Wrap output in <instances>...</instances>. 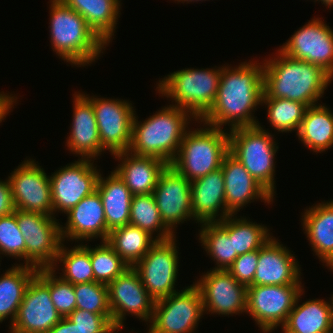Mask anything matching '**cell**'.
I'll list each match as a JSON object with an SVG mask.
<instances>
[{"mask_svg": "<svg viewBox=\"0 0 333 333\" xmlns=\"http://www.w3.org/2000/svg\"><path fill=\"white\" fill-rule=\"evenodd\" d=\"M68 250V251H67ZM63 263V275L61 278L71 284L88 283L94 281V273L90 258V247L88 245H77L72 249L64 248L62 243L54 266Z\"/></svg>", "mask_w": 333, "mask_h": 333, "instance_id": "cell-36", "label": "cell"}, {"mask_svg": "<svg viewBox=\"0 0 333 333\" xmlns=\"http://www.w3.org/2000/svg\"><path fill=\"white\" fill-rule=\"evenodd\" d=\"M317 1H321L322 4H324L327 7H333V0H317Z\"/></svg>", "mask_w": 333, "mask_h": 333, "instance_id": "cell-47", "label": "cell"}, {"mask_svg": "<svg viewBox=\"0 0 333 333\" xmlns=\"http://www.w3.org/2000/svg\"><path fill=\"white\" fill-rule=\"evenodd\" d=\"M276 56L263 61L262 98H284L307 107L316 105L333 78L321 67L288 57L279 49Z\"/></svg>", "mask_w": 333, "mask_h": 333, "instance_id": "cell-2", "label": "cell"}, {"mask_svg": "<svg viewBox=\"0 0 333 333\" xmlns=\"http://www.w3.org/2000/svg\"><path fill=\"white\" fill-rule=\"evenodd\" d=\"M102 243L96 248L90 247V258L94 281L108 285L129 266L106 241Z\"/></svg>", "mask_w": 333, "mask_h": 333, "instance_id": "cell-38", "label": "cell"}, {"mask_svg": "<svg viewBox=\"0 0 333 333\" xmlns=\"http://www.w3.org/2000/svg\"><path fill=\"white\" fill-rule=\"evenodd\" d=\"M0 254L25 260V239L14 213L0 217Z\"/></svg>", "mask_w": 333, "mask_h": 333, "instance_id": "cell-40", "label": "cell"}, {"mask_svg": "<svg viewBox=\"0 0 333 333\" xmlns=\"http://www.w3.org/2000/svg\"><path fill=\"white\" fill-rule=\"evenodd\" d=\"M326 266L333 271V257L326 263Z\"/></svg>", "mask_w": 333, "mask_h": 333, "instance_id": "cell-48", "label": "cell"}, {"mask_svg": "<svg viewBox=\"0 0 333 333\" xmlns=\"http://www.w3.org/2000/svg\"><path fill=\"white\" fill-rule=\"evenodd\" d=\"M301 285H255L247 287V310L263 333L283 326L292 311Z\"/></svg>", "mask_w": 333, "mask_h": 333, "instance_id": "cell-11", "label": "cell"}, {"mask_svg": "<svg viewBox=\"0 0 333 333\" xmlns=\"http://www.w3.org/2000/svg\"><path fill=\"white\" fill-rule=\"evenodd\" d=\"M50 2V42L53 51L71 65L80 67L98 59L106 44L88 26L85 19L60 0Z\"/></svg>", "mask_w": 333, "mask_h": 333, "instance_id": "cell-4", "label": "cell"}, {"mask_svg": "<svg viewBox=\"0 0 333 333\" xmlns=\"http://www.w3.org/2000/svg\"><path fill=\"white\" fill-rule=\"evenodd\" d=\"M106 242L129 267H133L157 240L141 228L127 224L111 230Z\"/></svg>", "mask_w": 333, "mask_h": 333, "instance_id": "cell-32", "label": "cell"}, {"mask_svg": "<svg viewBox=\"0 0 333 333\" xmlns=\"http://www.w3.org/2000/svg\"><path fill=\"white\" fill-rule=\"evenodd\" d=\"M47 333H83V332L67 317H62L61 320Z\"/></svg>", "mask_w": 333, "mask_h": 333, "instance_id": "cell-45", "label": "cell"}, {"mask_svg": "<svg viewBox=\"0 0 333 333\" xmlns=\"http://www.w3.org/2000/svg\"><path fill=\"white\" fill-rule=\"evenodd\" d=\"M203 313L199 288L190 285L155 301L148 333H192Z\"/></svg>", "mask_w": 333, "mask_h": 333, "instance_id": "cell-10", "label": "cell"}, {"mask_svg": "<svg viewBox=\"0 0 333 333\" xmlns=\"http://www.w3.org/2000/svg\"><path fill=\"white\" fill-rule=\"evenodd\" d=\"M112 324L123 329L126 314H133L143 321H151L155 300L149 295L138 272L127 268L107 285Z\"/></svg>", "mask_w": 333, "mask_h": 333, "instance_id": "cell-14", "label": "cell"}, {"mask_svg": "<svg viewBox=\"0 0 333 333\" xmlns=\"http://www.w3.org/2000/svg\"><path fill=\"white\" fill-rule=\"evenodd\" d=\"M219 69H183L170 73L158 83V93L175 101L173 106L201 120L213 106L219 87Z\"/></svg>", "mask_w": 333, "mask_h": 333, "instance_id": "cell-5", "label": "cell"}, {"mask_svg": "<svg viewBox=\"0 0 333 333\" xmlns=\"http://www.w3.org/2000/svg\"><path fill=\"white\" fill-rule=\"evenodd\" d=\"M175 1H178V2H181V1H182V2L184 1V2H185V1H186V2L189 3V2H192V1H194V0H175ZM195 1H201V0H195ZM202 1H203V0H202ZM204 1H205V0H204Z\"/></svg>", "mask_w": 333, "mask_h": 333, "instance_id": "cell-49", "label": "cell"}, {"mask_svg": "<svg viewBox=\"0 0 333 333\" xmlns=\"http://www.w3.org/2000/svg\"><path fill=\"white\" fill-rule=\"evenodd\" d=\"M201 224L199 240L208 255L216 261L217 267L213 270H228L238 257L234 252L233 237H229L227 227L221 221Z\"/></svg>", "mask_w": 333, "mask_h": 333, "instance_id": "cell-33", "label": "cell"}, {"mask_svg": "<svg viewBox=\"0 0 333 333\" xmlns=\"http://www.w3.org/2000/svg\"><path fill=\"white\" fill-rule=\"evenodd\" d=\"M85 96L92 102L102 148L109 150L112 155L128 151L135 115L132 104L120 99Z\"/></svg>", "mask_w": 333, "mask_h": 333, "instance_id": "cell-13", "label": "cell"}, {"mask_svg": "<svg viewBox=\"0 0 333 333\" xmlns=\"http://www.w3.org/2000/svg\"><path fill=\"white\" fill-rule=\"evenodd\" d=\"M91 159H78L75 163L55 171L50 178L53 214L67 213L84 197L96 191L100 172Z\"/></svg>", "mask_w": 333, "mask_h": 333, "instance_id": "cell-15", "label": "cell"}, {"mask_svg": "<svg viewBox=\"0 0 333 333\" xmlns=\"http://www.w3.org/2000/svg\"><path fill=\"white\" fill-rule=\"evenodd\" d=\"M259 249L239 255L228 268V272L241 284L249 286L254 279L258 263Z\"/></svg>", "mask_w": 333, "mask_h": 333, "instance_id": "cell-43", "label": "cell"}, {"mask_svg": "<svg viewBox=\"0 0 333 333\" xmlns=\"http://www.w3.org/2000/svg\"><path fill=\"white\" fill-rule=\"evenodd\" d=\"M279 50L288 57L321 67L333 78V30L320 18L300 27Z\"/></svg>", "mask_w": 333, "mask_h": 333, "instance_id": "cell-17", "label": "cell"}, {"mask_svg": "<svg viewBox=\"0 0 333 333\" xmlns=\"http://www.w3.org/2000/svg\"><path fill=\"white\" fill-rule=\"evenodd\" d=\"M54 268H50V296L61 317H67L76 309L74 285L55 276Z\"/></svg>", "mask_w": 333, "mask_h": 333, "instance_id": "cell-41", "label": "cell"}, {"mask_svg": "<svg viewBox=\"0 0 333 333\" xmlns=\"http://www.w3.org/2000/svg\"><path fill=\"white\" fill-rule=\"evenodd\" d=\"M38 270L26 265H13L0 277V322L10 316L13 323L25 291Z\"/></svg>", "mask_w": 333, "mask_h": 333, "instance_id": "cell-31", "label": "cell"}, {"mask_svg": "<svg viewBox=\"0 0 333 333\" xmlns=\"http://www.w3.org/2000/svg\"><path fill=\"white\" fill-rule=\"evenodd\" d=\"M190 190L193 220L198 223L216 222L232 215L226 209L225 181L221 168L204 177L190 181ZM219 210L221 215L218 214ZM219 215V218L216 217Z\"/></svg>", "mask_w": 333, "mask_h": 333, "instance_id": "cell-24", "label": "cell"}, {"mask_svg": "<svg viewBox=\"0 0 333 333\" xmlns=\"http://www.w3.org/2000/svg\"><path fill=\"white\" fill-rule=\"evenodd\" d=\"M129 224L137 226L150 235L158 231L157 241L168 240L175 237L162 221L153 194L133 195L131 200Z\"/></svg>", "mask_w": 333, "mask_h": 333, "instance_id": "cell-35", "label": "cell"}, {"mask_svg": "<svg viewBox=\"0 0 333 333\" xmlns=\"http://www.w3.org/2000/svg\"><path fill=\"white\" fill-rule=\"evenodd\" d=\"M251 62L222 66L216 100L200 122L219 129L230 124V130L260 124L252 112L262 105L263 62Z\"/></svg>", "mask_w": 333, "mask_h": 333, "instance_id": "cell-1", "label": "cell"}, {"mask_svg": "<svg viewBox=\"0 0 333 333\" xmlns=\"http://www.w3.org/2000/svg\"><path fill=\"white\" fill-rule=\"evenodd\" d=\"M296 135L314 152L330 149L333 147V113L323 104L307 107Z\"/></svg>", "mask_w": 333, "mask_h": 333, "instance_id": "cell-30", "label": "cell"}, {"mask_svg": "<svg viewBox=\"0 0 333 333\" xmlns=\"http://www.w3.org/2000/svg\"><path fill=\"white\" fill-rule=\"evenodd\" d=\"M66 214L68 220L64 227H60L63 241L66 238L90 241L98 237L102 242L107 240L110 231L106 227L103 203L97 190L84 197Z\"/></svg>", "mask_w": 333, "mask_h": 333, "instance_id": "cell-21", "label": "cell"}, {"mask_svg": "<svg viewBox=\"0 0 333 333\" xmlns=\"http://www.w3.org/2000/svg\"><path fill=\"white\" fill-rule=\"evenodd\" d=\"M118 330H121V329L115 328L111 333H116V331H118Z\"/></svg>", "mask_w": 333, "mask_h": 333, "instance_id": "cell-50", "label": "cell"}, {"mask_svg": "<svg viewBox=\"0 0 333 333\" xmlns=\"http://www.w3.org/2000/svg\"><path fill=\"white\" fill-rule=\"evenodd\" d=\"M50 296V268L38 270L29 283L16 317L9 327L11 333H47L60 320Z\"/></svg>", "mask_w": 333, "mask_h": 333, "instance_id": "cell-9", "label": "cell"}, {"mask_svg": "<svg viewBox=\"0 0 333 333\" xmlns=\"http://www.w3.org/2000/svg\"><path fill=\"white\" fill-rule=\"evenodd\" d=\"M65 6L78 12L88 26L108 46L114 36L120 0H60ZM114 32V33H113Z\"/></svg>", "mask_w": 333, "mask_h": 333, "instance_id": "cell-29", "label": "cell"}, {"mask_svg": "<svg viewBox=\"0 0 333 333\" xmlns=\"http://www.w3.org/2000/svg\"><path fill=\"white\" fill-rule=\"evenodd\" d=\"M152 194L162 221L172 232L180 222L194 218L190 181L170 164L162 171Z\"/></svg>", "mask_w": 333, "mask_h": 333, "instance_id": "cell-19", "label": "cell"}, {"mask_svg": "<svg viewBox=\"0 0 333 333\" xmlns=\"http://www.w3.org/2000/svg\"><path fill=\"white\" fill-rule=\"evenodd\" d=\"M19 229L25 239V264L37 270L54 268L63 243L56 217L16 209ZM55 217V218H54Z\"/></svg>", "mask_w": 333, "mask_h": 333, "instance_id": "cell-8", "label": "cell"}, {"mask_svg": "<svg viewBox=\"0 0 333 333\" xmlns=\"http://www.w3.org/2000/svg\"><path fill=\"white\" fill-rule=\"evenodd\" d=\"M273 136L260 125L229 130V153L274 197L278 146Z\"/></svg>", "mask_w": 333, "mask_h": 333, "instance_id": "cell-7", "label": "cell"}, {"mask_svg": "<svg viewBox=\"0 0 333 333\" xmlns=\"http://www.w3.org/2000/svg\"><path fill=\"white\" fill-rule=\"evenodd\" d=\"M190 114L182 108L167 105L154 115L132 122V141L129 152L138 156L155 157L168 165L175 159L190 121ZM140 123V124H139Z\"/></svg>", "mask_w": 333, "mask_h": 333, "instance_id": "cell-3", "label": "cell"}, {"mask_svg": "<svg viewBox=\"0 0 333 333\" xmlns=\"http://www.w3.org/2000/svg\"><path fill=\"white\" fill-rule=\"evenodd\" d=\"M113 156L122 160L114 171L124 180L133 195L153 193L162 171L168 165L158 158L138 156L129 151Z\"/></svg>", "mask_w": 333, "mask_h": 333, "instance_id": "cell-25", "label": "cell"}, {"mask_svg": "<svg viewBox=\"0 0 333 333\" xmlns=\"http://www.w3.org/2000/svg\"><path fill=\"white\" fill-rule=\"evenodd\" d=\"M302 290L289 313L283 333H328L333 330V300L313 299L298 306Z\"/></svg>", "mask_w": 333, "mask_h": 333, "instance_id": "cell-26", "label": "cell"}, {"mask_svg": "<svg viewBox=\"0 0 333 333\" xmlns=\"http://www.w3.org/2000/svg\"><path fill=\"white\" fill-rule=\"evenodd\" d=\"M263 103L267 105V116L274 129L298 132L307 109L305 104L284 98H262Z\"/></svg>", "mask_w": 333, "mask_h": 333, "instance_id": "cell-37", "label": "cell"}, {"mask_svg": "<svg viewBox=\"0 0 333 333\" xmlns=\"http://www.w3.org/2000/svg\"><path fill=\"white\" fill-rule=\"evenodd\" d=\"M23 162L8 177L15 209L52 216L49 176L34 160L27 159Z\"/></svg>", "mask_w": 333, "mask_h": 333, "instance_id": "cell-16", "label": "cell"}, {"mask_svg": "<svg viewBox=\"0 0 333 333\" xmlns=\"http://www.w3.org/2000/svg\"><path fill=\"white\" fill-rule=\"evenodd\" d=\"M303 230L323 263L333 257V200L309 207L302 215Z\"/></svg>", "mask_w": 333, "mask_h": 333, "instance_id": "cell-28", "label": "cell"}, {"mask_svg": "<svg viewBox=\"0 0 333 333\" xmlns=\"http://www.w3.org/2000/svg\"><path fill=\"white\" fill-rule=\"evenodd\" d=\"M16 100L17 97L0 92V123L8 115L9 110L14 106L13 104L16 103Z\"/></svg>", "mask_w": 333, "mask_h": 333, "instance_id": "cell-46", "label": "cell"}, {"mask_svg": "<svg viewBox=\"0 0 333 333\" xmlns=\"http://www.w3.org/2000/svg\"><path fill=\"white\" fill-rule=\"evenodd\" d=\"M74 95L73 121L70 136L67 138V146L73 154H79L81 159H95L102 148L97 121L92 102L78 92Z\"/></svg>", "mask_w": 333, "mask_h": 333, "instance_id": "cell-23", "label": "cell"}, {"mask_svg": "<svg viewBox=\"0 0 333 333\" xmlns=\"http://www.w3.org/2000/svg\"><path fill=\"white\" fill-rule=\"evenodd\" d=\"M220 221L227 227L229 237H233L234 252L238 256L260 249L273 237L266 226L243 217L238 219L229 215Z\"/></svg>", "mask_w": 333, "mask_h": 333, "instance_id": "cell-34", "label": "cell"}, {"mask_svg": "<svg viewBox=\"0 0 333 333\" xmlns=\"http://www.w3.org/2000/svg\"><path fill=\"white\" fill-rule=\"evenodd\" d=\"M76 309L94 314H111L108 288L99 282L79 283L74 285Z\"/></svg>", "mask_w": 333, "mask_h": 333, "instance_id": "cell-39", "label": "cell"}, {"mask_svg": "<svg viewBox=\"0 0 333 333\" xmlns=\"http://www.w3.org/2000/svg\"><path fill=\"white\" fill-rule=\"evenodd\" d=\"M175 239L176 236L168 240L157 241L147 254L133 266L138 272L143 286L155 301L177 292L174 285L178 274L179 252Z\"/></svg>", "mask_w": 333, "mask_h": 333, "instance_id": "cell-12", "label": "cell"}, {"mask_svg": "<svg viewBox=\"0 0 333 333\" xmlns=\"http://www.w3.org/2000/svg\"><path fill=\"white\" fill-rule=\"evenodd\" d=\"M15 210L9 178L0 180V217L13 214Z\"/></svg>", "mask_w": 333, "mask_h": 333, "instance_id": "cell-44", "label": "cell"}, {"mask_svg": "<svg viewBox=\"0 0 333 333\" xmlns=\"http://www.w3.org/2000/svg\"><path fill=\"white\" fill-rule=\"evenodd\" d=\"M194 284L201 293L204 312L225 316L246 312L247 286L227 270L212 269Z\"/></svg>", "mask_w": 333, "mask_h": 333, "instance_id": "cell-18", "label": "cell"}, {"mask_svg": "<svg viewBox=\"0 0 333 333\" xmlns=\"http://www.w3.org/2000/svg\"><path fill=\"white\" fill-rule=\"evenodd\" d=\"M203 124L205 129L200 127L189 131L188 128L170 164L189 181L221 168L224 157L229 153V132Z\"/></svg>", "mask_w": 333, "mask_h": 333, "instance_id": "cell-6", "label": "cell"}, {"mask_svg": "<svg viewBox=\"0 0 333 333\" xmlns=\"http://www.w3.org/2000/svg\"><path fill=\"white\" fill-rule=\"evenodd\" d=\"M67 318L83 333H111L112 314H94L82 309H75Z\"/></svg>", "mask_w": 333, "mask_h": 333, "instance_id": "cell-42", "label": "cell"}, {"mask_svg": "<svg viewBox=\"0 0 333 333\" xmlns=\"http://www.w3.org/2000/svg\"><path fill=\"white\" fill-rule=\"evenodd\" d=\"M221 169L225 181L226 209L232 215L254 199L260 198L268 205L273 201V196L230 153L224 157Z\"/></svg>", "mask_w": 333, "mask_h": 333, "instance_id": "cell-22", "label": "cell"}, {"mask_svg": "<svg viewBox=\"0 0 333 333\" xmlns=\"http://www.w3.org/2000/svg\"><path fill=\"white\" fill-rule=\"evenodd\" d=\"M295 256L275 237L260 249L253 282L255 285H302L300 267Z\"/></svg>", "mask_w": 333, "mask_h": 333, "instance_id": "cell-20", "label": "cell"}, {"mask_svg": "<svg viewBox=\"0 0 333 333\" xmlns=\"http://www.w3.org/2000/svg\"><path fill=\"white\" fill-rule=\"evenodd\" d=\"M96 190L102 199L107 229L129 224L133 194L124 180L115 171L106 179L100 173Z\"/></svg>", "mask_w": 333, "mask_h": 333, "instance_id": "cell-27", "label": "cell"}]
</instances>
